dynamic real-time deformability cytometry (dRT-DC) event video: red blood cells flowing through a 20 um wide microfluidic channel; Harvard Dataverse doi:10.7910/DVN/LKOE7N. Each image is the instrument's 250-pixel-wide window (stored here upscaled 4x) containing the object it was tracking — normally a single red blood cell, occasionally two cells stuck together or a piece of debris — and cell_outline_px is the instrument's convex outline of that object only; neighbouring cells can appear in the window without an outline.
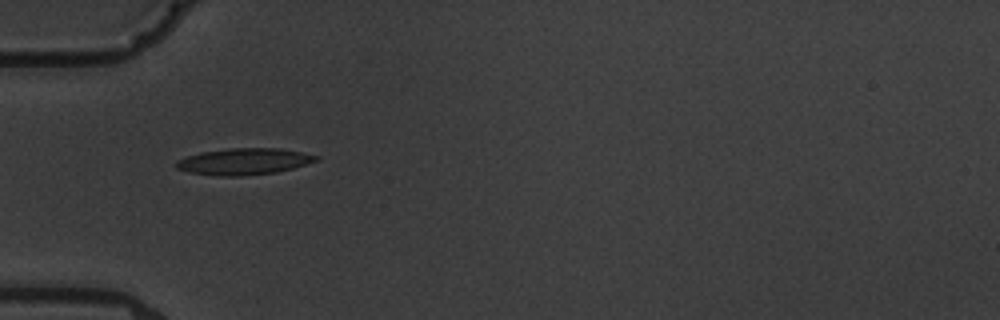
{"species": "common noctule bat (a hibernating species)", "species_latin": "Nyctalus noctula", "temperature_condition": "warm", "stored_images_in_passage": 2, "camera_frame_rate_fps": 3000, "um_per_image_px": 0.085, "animal": {"sex": "male", "body_mass_g": 19.5, "forearm_length_mm": 54.6}, "frame": {"image": 1, "passage_image": 1, "time_ms": 0.0, "image_size_px": [1000, 320], "cell_outline_px": [[320, 160], [292, 168], [276, 172], [240, 176], [220, 176], [188, 172], [176, 168], [176, 160], [200, 152], [228, 148], [280, 148], [320, 156]], "centroid_in_image_um": [20.74, 13.72], "position_along_channel_um": 64.3, "area_um2": 21.56}}
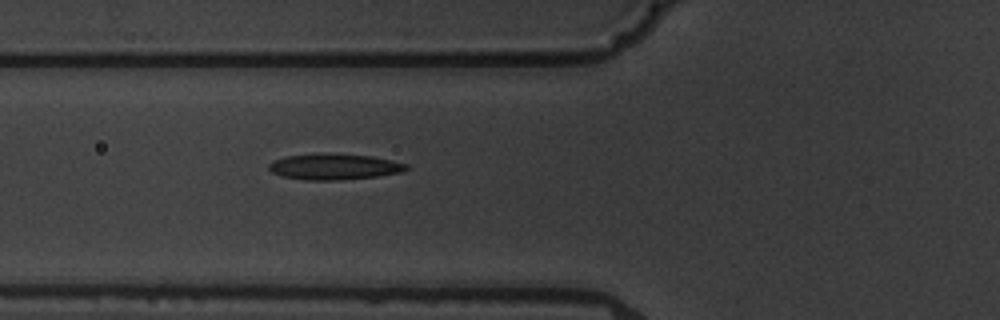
{"frame": {"image": 2, "passage_image": 2, "time_ms": 1.0, "image_size_px": [1000, 320], "cell_outline_px": [[408, 168], [400, 172], [376, 176], [340, 180], [304, 180], [280, 176], [272, 172], [268, 168], [268, 164], [272, 160], [284, 156], [324, 152], [372, 156], [408, 164]], "centroid_in_image_um": [28.33, 14.15], "position_along_channel_um": 97.5, "area_um2": 21.04}}